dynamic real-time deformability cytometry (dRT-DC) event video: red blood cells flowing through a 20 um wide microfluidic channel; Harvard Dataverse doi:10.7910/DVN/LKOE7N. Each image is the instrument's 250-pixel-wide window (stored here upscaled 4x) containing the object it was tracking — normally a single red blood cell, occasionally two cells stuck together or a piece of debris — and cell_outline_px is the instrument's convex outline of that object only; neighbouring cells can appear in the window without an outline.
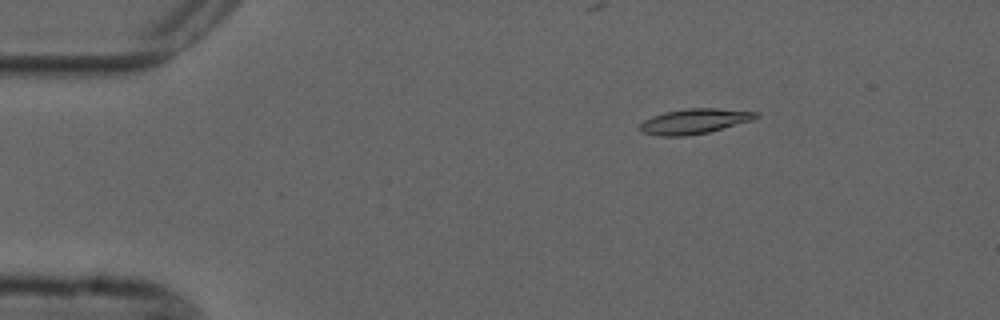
{"species": "common noctule bat (a hibernating species)", "species_latin": "Nyctalus noctula", "temperature_condition": "cold", "stored_images_in_passage": 6, "camera_frame_rate_fps": 3000, "um_per_image_px": 0.085, "animal": {"sex": "male", "forearm_length_mm": 52.5}, "frame": {"image": 1, "passage_image": 6, "time_ms": 6.333, "image_size_px": [1000, 320], "cell_outline_px": [[760, 116], [752, 120], [708, 132], [684, 136], [656, 136], [640, 132], [640, 124], [644, 120], [652, 116], [664, 112], [688, 108], [716, 108], [760, 112]], "centroid_in_image_um": [59.01, 10.3], "position_along_channel_um": 26.0, "area_um2": 16.99}}